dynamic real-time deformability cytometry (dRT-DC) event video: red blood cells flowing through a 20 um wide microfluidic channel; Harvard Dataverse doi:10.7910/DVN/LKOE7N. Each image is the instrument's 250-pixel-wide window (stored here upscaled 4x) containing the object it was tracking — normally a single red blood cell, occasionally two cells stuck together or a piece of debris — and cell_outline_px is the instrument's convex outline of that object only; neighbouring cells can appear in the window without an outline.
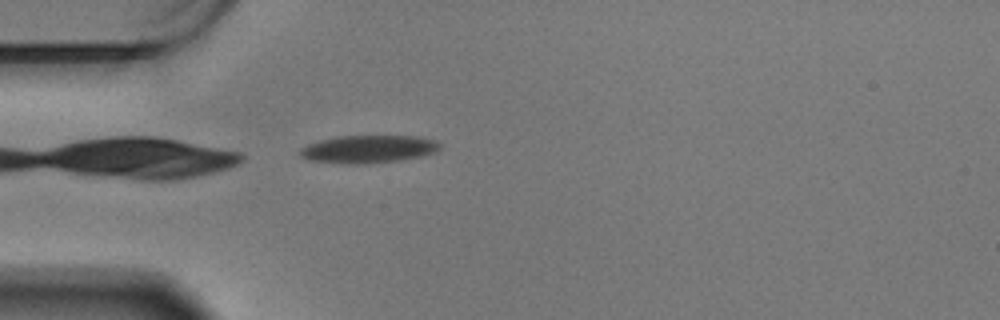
{"species": "Egyptian fruit bat (a non-hibernating species)", "species_latin": "Rousettus aegyptiacus", "temperature_condition": "warm", "stored_images_in_passage": 21, "camera_frame_rate_fps": 3000, "um_per_image_px": 0.085, "animal": {"sex": "male"}, "frame": {"image": 1, "passage_image": 1, "time_ms": 0.0, "image_size_px": [1000, 320], "cell_outline_px": [[440, 148], [436, 152], [424, 156], [400, 160], [368, 164], [344, 164], [312, 160], [300, 156], [300, 148], [308, 144], [340, 136], [416, 136], [436, 140], [440, 144]], "centroid_in_image_um": [31.37, 12.68], "position_along_channel_um": 53.6, "area_um2": 22.6}}
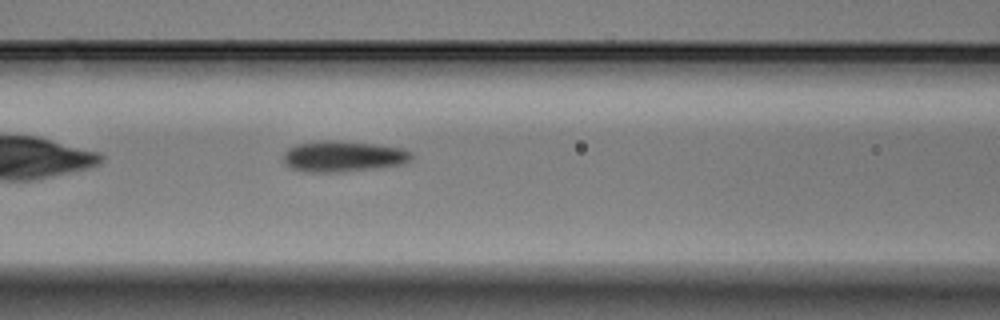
{"frame": {"image": 2, "passage_image": 9, "time_ms": 2.667, "image_size_px": [1000, 320], "cell_outline_px": [[412, 156], [408, 160], [400, 164], [368, 168], [332, 172], [312, 172], [292, 168], [284, 164], [284, 152], [288, 148], [300, 144], [324, 140], [336, 140], [376, 144], [400, 148], [412, 152]], "centroid_in_image_um": [29.12, 13.27], "position_along_channel_um": 137.5, "area_um2": 22.43}}
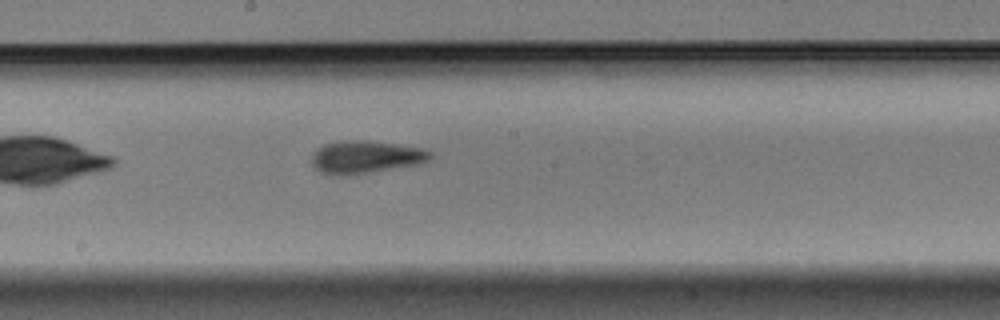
{"frame": {"image": 3, "passage_image": 16, "time_ms": 5.0, "image_size_px": [1000, 320], "cell_outline_px": [[432, 156], [428, 160], [420, 164], [368, 172], [340, 176], [320, 172], [312, 164], [312, 152], [324, 144], [340, 140], [368, 140], [396, 144], [420, 148], [432, 152]], "centroid_in_image_um": [31.05, 13.33], "position_along_channel_um": 217.2, "area_um2": 22.48}}